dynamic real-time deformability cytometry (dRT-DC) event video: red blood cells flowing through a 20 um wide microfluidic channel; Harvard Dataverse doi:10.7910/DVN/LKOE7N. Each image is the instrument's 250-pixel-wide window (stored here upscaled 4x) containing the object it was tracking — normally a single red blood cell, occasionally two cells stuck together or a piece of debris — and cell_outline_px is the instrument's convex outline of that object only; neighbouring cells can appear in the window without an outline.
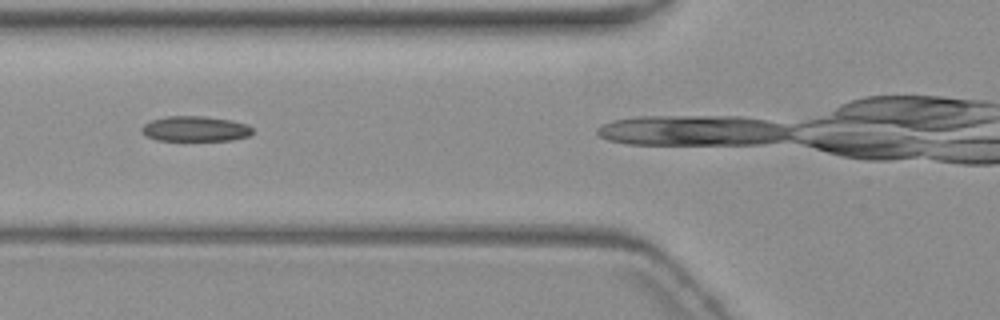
{"species": "common noctule bat (a hibernating species)", "species_latin": "Nyctalus noctula", "temperature_condition": "warm", "stored_images_in_passage": 6, "camera_frame_rate_fps": 3000, "um_per_image_px": 0.085, "animal": {"sex": "female", "body_mass_g": 19.3, "forearm_length_mm": 54.1}, "frame": {"image": 1, "passage_image": 3, "time_ms": 2.333, "image_size_px": [1000, 320], "cell_outline_px": [[252, 132], [248, 136], [232, 140], [156, 140], [144, 136], [140, 132], [140, 128], [144, 124], [152, 120], [164, 116], [204, 116], [232, 120], [248, 124], [252, 128]], "centroid_in_image_um": [16.55, 10.94], "position_along_channel_um": 109.2, "area_um2": 16.47}}